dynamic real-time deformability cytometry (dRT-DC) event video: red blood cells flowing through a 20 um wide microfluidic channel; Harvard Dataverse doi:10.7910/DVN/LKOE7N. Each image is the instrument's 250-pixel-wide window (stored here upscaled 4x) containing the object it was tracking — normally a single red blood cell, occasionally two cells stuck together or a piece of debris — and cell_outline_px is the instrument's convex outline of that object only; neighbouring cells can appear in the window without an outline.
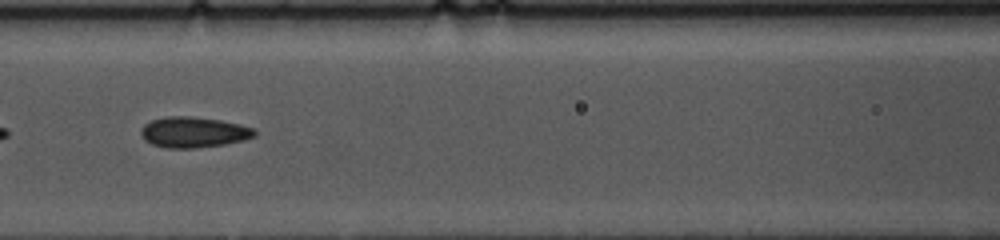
{"species": "common noctule bat (a hibernating species)", "species_latin": "Nyctalus noctula", "temperature_condition": "cold", "stored_images_in_passage": 53, "camera_frame_rate_fps": 3000, "um_per_image_px": 0.085, "animal": {"sex": "female", "body_mass_g": 10.0, "forearm_length_mm": 53.1}, "frame": {"image": 1, "passage_image": 22, "time_ms": 7.0, "image_size_px": [1000, 240], "cell_outline_px": [[256, 136], [244, 140], [224, 144], [196, 148], [168, 148], [152, 144], [144, 140], [140, 132], [140, 128], [144, 124], [152, 120], [168, 116], [192, 116], [220, 120], [240, 124], [256, 128]], "centroid_in_image_um": [16.47, 11.23], "position_along_channel_um": 150.1, "area_um2": 20.46}}
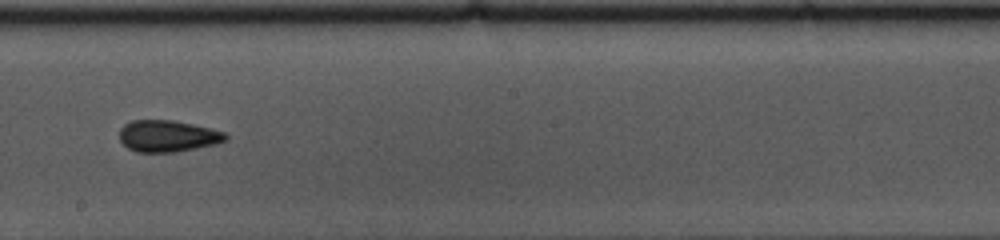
{"frame": {"image": 2, "passage_image": 29, "time_ms": 9.333, "image_size_px": [1000, 240], "cell_outline_px": [[228, 140], [216, 144], [176, 152], [136, 152], [128, 148], [120, 140], [120, 128], [124, 124], [132, 120], [172, 120], [192, 124], [224, 132], [228, 136]], "centroid_in_image_um": [14.25, 11.57], "position_along_channel_um": 234.0, "area_um2": 19.54}}
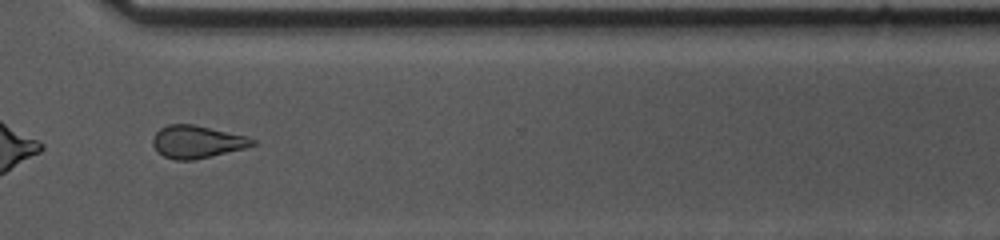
{"frame": {"image": 3, "passage_image": 39, "time_ms": 12.667, "image_size_px": [1000, 240], "cell_outline_px": [[256, 144], [244, 148], [192, 160], [176, 160], [164, 156], [152, 144], [152, 136], [160, 128], [168, 124], [192, 124], [248, 136], [256, 140]], "centroid_in_image_um": [16.73, 12.04], "position_along_channel_um": 353.9, "area_um2": 18.73}}